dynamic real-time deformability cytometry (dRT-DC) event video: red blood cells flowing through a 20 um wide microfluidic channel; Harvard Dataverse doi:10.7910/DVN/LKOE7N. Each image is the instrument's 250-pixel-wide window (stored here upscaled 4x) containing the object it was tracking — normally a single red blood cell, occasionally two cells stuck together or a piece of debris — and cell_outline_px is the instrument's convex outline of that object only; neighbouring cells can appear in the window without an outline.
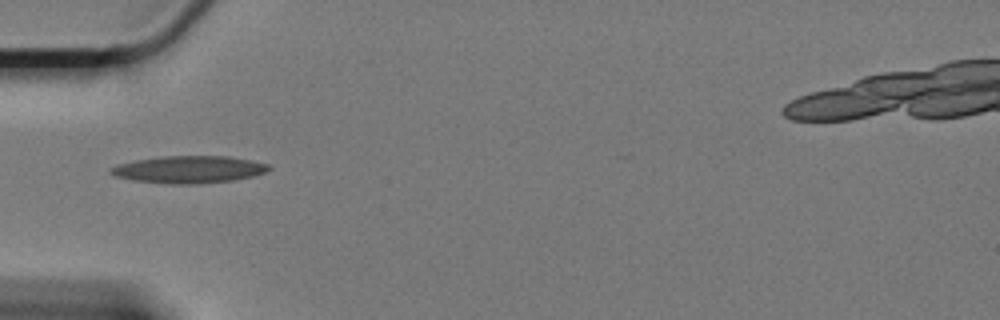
{"species": "Egyptian fruit bat (a non-hibernating species)", "species_latin": "Rousettus aegyptiacus", "temperature_condition": "cold", "stored_images_in_passage": 25, "camera_frame_rate_fps": 3000, "um_per_image_px": 0.085, "animal": {"sex": "female"}, "frame": {"image": 1, "passage_image": 1, "time_ms": 0.0, "image_size_px": [1000, 320], "cell_outline_px": [[272, 168], [264, 172], [252, 176], [232, 180], [196, 184], [168, 184], [136, 180], [116, 176], [112, 172], [112, 168], [120, 164], [136, 160], [164, 156], [228, 156], [252, 160], [268, 164]], "centroid_in_image_um": [16.12, 14.4], "position_along_channel_um": 68.9, "area_um2": 24.68}}
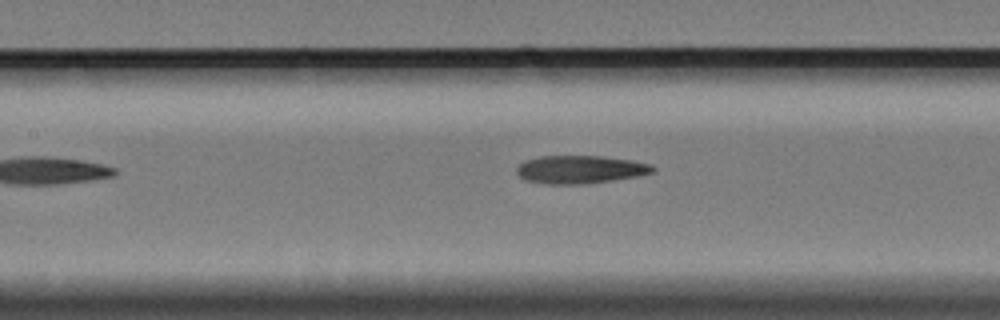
{"frame": {"image": 2, "passage_image": 9, "time_ms": 2.667, "image_size_px": [1000, 320], "cell_outline_px": [[656, 172], [636, 176], [612, 180], [584, 184], [544, 184], [524, 180], [516, 172], [516, 168], [524, 160], [540, 156], [604, 156], [632, 160], [652, 164], [656, 168]], "centroid_in_image_um": [49.32, 14.4], "position_along_channel_um": 158.1, "area_um2": 22.43}}
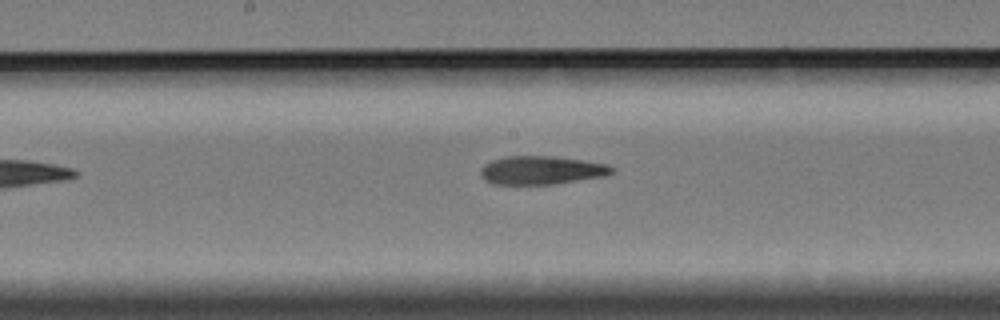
{"frame": {"image": 3, "passage_image": 13, "time_ms": 4.0, "image_size_px": [1000, 320], "cell_outline_px": [[616, 168], [612, 172], [604, 176], [556, 184], [492, 184], [480, 176], [480, 168], [484, 164], [492, 160], [504, 156], [552, 156], [608, 164]], "centroid_in_image_um": [46.0, 14.47], "position_along_channel_um": 202.2, "area_um2": 21.79}}